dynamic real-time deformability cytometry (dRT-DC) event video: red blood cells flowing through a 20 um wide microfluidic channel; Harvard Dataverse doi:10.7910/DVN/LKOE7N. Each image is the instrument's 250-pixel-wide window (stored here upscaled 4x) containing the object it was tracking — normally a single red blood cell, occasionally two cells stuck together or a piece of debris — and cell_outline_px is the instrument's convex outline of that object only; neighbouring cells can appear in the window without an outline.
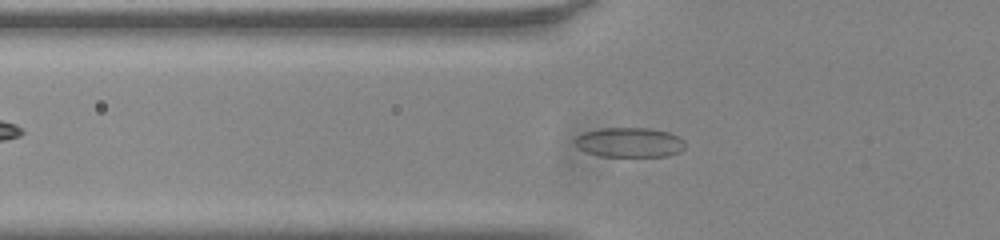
{"species": "common noctule bat (a hibernating species)", "species_latin": "Nyctalus noctula", "temperature_condition": "room temperature", "stored_images_in_passage": 56, "camera_frame_rate_fps": 3000, "um_per_image_px": 0.085, "animal": {"sex": "male", "body_mass_g": 20.0, "forearm_length_mm": 53.3}, "frame": {"image": 1, "passage_image": 21, "time_ms": 6.667, "image_size_px": [1000, 240], "cell_outline_px": [[676, 136], [672, 152], [660, 156], [604, 156], [588, 152], [576, 140], [580, 136], [588, 132], [608, 128], [636, 128], [664, 132]], "centroid_in_image_um": [53.34, 12.1], "position_along_channel_um": 72.5, "area_um2": 16.76}}
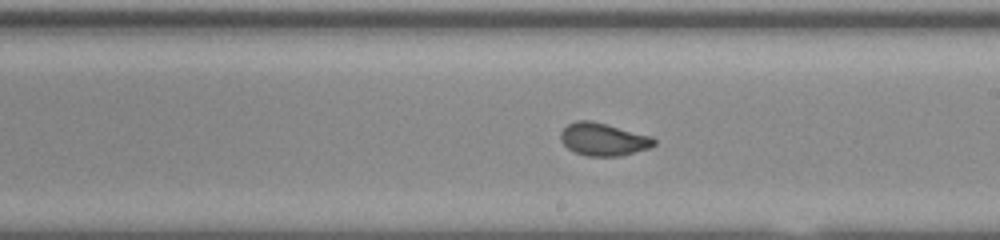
{"frame": {"image": 2, "passage_image": 34, "time_ms": 11.0, "image_size_px": [1000, 240], "cell_outline_px": [[656, 144], [632, 152], [612, 156], [596, 156], [576, 152], [564, 144], [564, 128], [568, 124], [604, 124], [648, 136], [656, 140]], "centroid_in_image_um": [51.34, 11.89], "position_along_channel_um": 237.7, "area_um2": 15.84}}
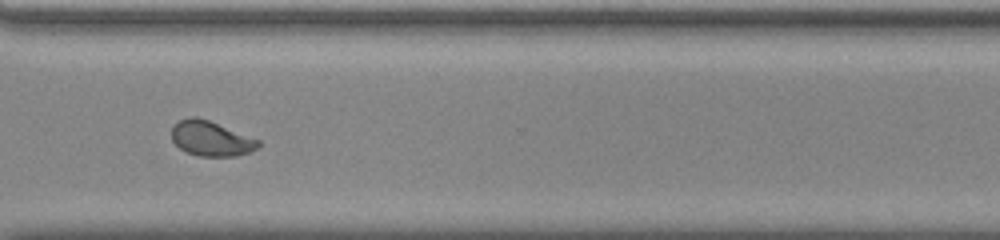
{"frame": {"image": 3, "passage_image": 43, "time_ms": 14.0, "image_size_px": [1000, 240], "cell_outline_px": [[260, 144], [256, 148], [248, 152], [228, 156], [204, 156], [188, 152], [180, 148], [172, 140], [172, 128], [180, 120], [208, 120], [256, 140]], "centroid_in_image_um": [17.9, 11.82], "position_along_channel_um": 352.7, "area_um2": 16.36}, "authors_computed_cell_mechanics": {"area_um2": 16.2418, "velocity_mm_per_s": 3.8307, "shape_relaxation_time_tau1_ms": null, "shape_relaxation_time_tau2_ms": 0.7602, "deformation_change_tau1": null, "deformation_change_tau2": 0.0523}}